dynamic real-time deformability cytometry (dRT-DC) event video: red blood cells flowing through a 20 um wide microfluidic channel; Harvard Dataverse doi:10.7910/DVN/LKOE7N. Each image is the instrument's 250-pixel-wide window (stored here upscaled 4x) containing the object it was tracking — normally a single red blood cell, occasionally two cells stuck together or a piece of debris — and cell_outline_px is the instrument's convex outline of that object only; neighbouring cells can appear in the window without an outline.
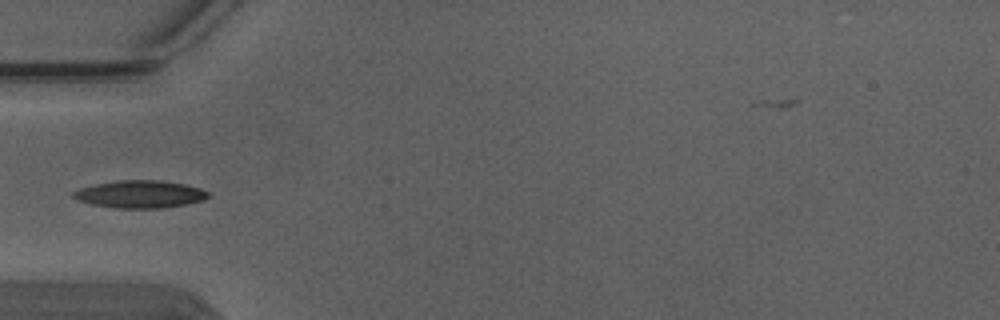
{"species": "Egyptian fruit bat (a non-hibernating species)", "species_latin": "Rousettus aegyptiacus", "temperature_condition": "warm", "stored_images_in_passage": 2, "camera_frame_rate_fps": 3000, "um_per_image_px": 0.085, "animal": {"sex": "male"}, "frame": {"image": 1, "passage_image": 1, "time_ms": 0.0, "image_size_px": [1000, 320], "cell_outline_px": [[208, 196], [204, 200], [188, 204], [164, 208], [116, 208], [92, 204], [80, 200], [72, 196], [72, 192], [80, 188], [96, 184], [116, 180], [160, 180], [184, 184], [200, 188], [208, 192]], "centroid_in_image_um": [11.92, 16.5], "position_along_channel_um": 73.1, "area_um2": 21.56}}
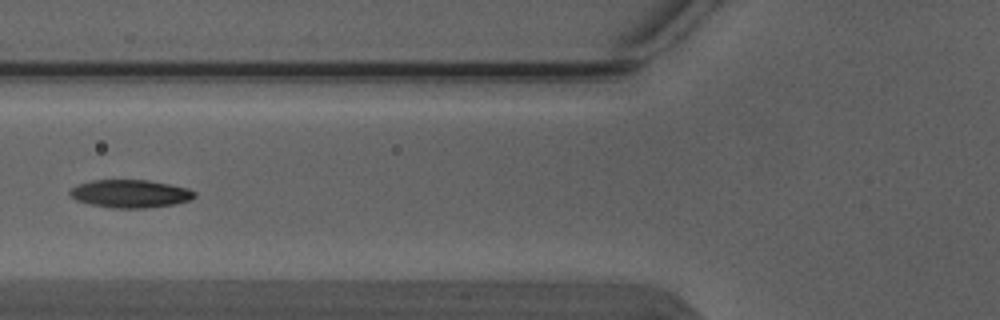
{"frame": {"image": 2, "passage_image": 2, "time_ms": 0.333, "image_size_px": [1000, 320], "cell_outline_px": [[196, 196], [188, 200], [176, 204], [148, 208], [112, 208], [88, 204], [76, 200], [68, 196], [68, 192], [76, 184], [92, 180], [148, 180], [188, 188], [196, 192]], "centroid_in_image_um": [11.03, 16.47], "position_along_channel_um": 114.8, "area_um2": 20.52}}